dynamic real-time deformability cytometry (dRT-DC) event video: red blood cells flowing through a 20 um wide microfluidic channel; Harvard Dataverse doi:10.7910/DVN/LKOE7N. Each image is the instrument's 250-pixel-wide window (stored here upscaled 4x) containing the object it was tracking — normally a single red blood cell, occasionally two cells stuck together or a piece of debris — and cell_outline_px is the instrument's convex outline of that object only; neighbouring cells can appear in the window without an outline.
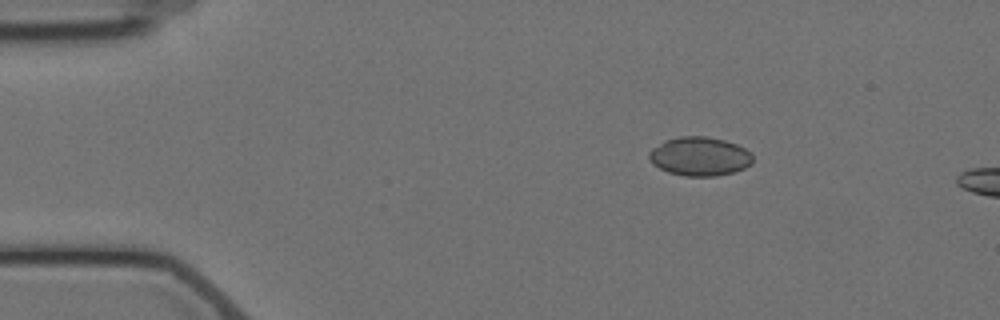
{"species": "Egyptian fruit bat (a non-hibernating species)", "species_latin": "Rousettus aegyptiacus", "temperature_condition": "cold", "stored_images_in_passage": 4, "camera_frame_rate_fps": 3000, "um_per_image_px": 0.085, "animal": {"sex": "female"}, "frame": {"image": 1, "passage_image": 2, "time_ms": 1.0, "image_size_px": [1000, 320], "cell_outline_px": [[752, 164], [744, 168], [732, 172], [716, 176], [684, 176], [668, 172], [652, 164], [648, 156], [648, 152], [652, 148], [664, 140], [680, 136], [708, 136], [724, 140], [736, 144], [752, 152]], "centroid_in_image_um": [59.46, 13.28], "position_along_channel_um": 25.5, "area_um2": 23.64}}